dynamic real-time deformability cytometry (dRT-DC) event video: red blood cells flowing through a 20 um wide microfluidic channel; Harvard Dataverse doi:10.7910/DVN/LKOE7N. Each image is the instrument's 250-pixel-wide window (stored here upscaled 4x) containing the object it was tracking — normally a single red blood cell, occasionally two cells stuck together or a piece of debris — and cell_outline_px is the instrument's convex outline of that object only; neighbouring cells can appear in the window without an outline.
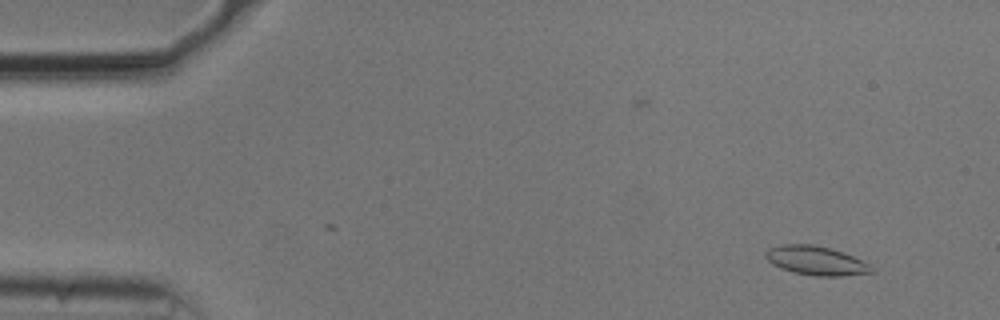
{"species": "common noctule bat (a hibernating species)", "species_latin": "Nyctalus noctula", "temperature_condition": "cold", "stored_images_in_passage": 54, "camera_frame_rate_fps": 3000, "um_per_image_px": 0.085, "animal": {"sex": "male", "body_mass_g": 20.5, "forearm_length_mm": 52.5}, "frame": {"image": 1, "passage_image": 3, "time_ms": 0.667, "image_size_px": [1000, 320], "cell_outline_px": [[876, 272], [840, 276], [816, 276], [792, 272], [780, 268], [772, 264], [764, 256], [764, 252], [768, 248], [780, 244], [812, 244], [844, 252], [868, 264]], "centroid_in_image_um": [69.31, 22.15], "position_along_channel_um": 15.7, "area_um2": 17.92}}
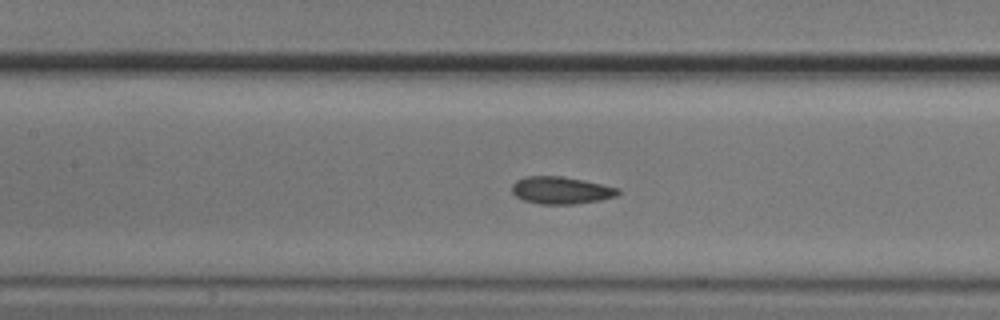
{"frame": {"image": 2, "passage_image": 23, "time_ms": 7.333, "image_size_px": [1000, 320], "cell_outline_px": [[620, 192], [616, 196], [600, 200], [576, 204], [540, 204], [524, 200], [516, 196], [512, 192], [512, 184], [516, 180], [524, 176], [560, 176], [584, 180], [620, 188]], "centroid_in_image_um": [47.69, 16.17], "position_along_channel_um": 159.7, "area_um2": 16.94}}
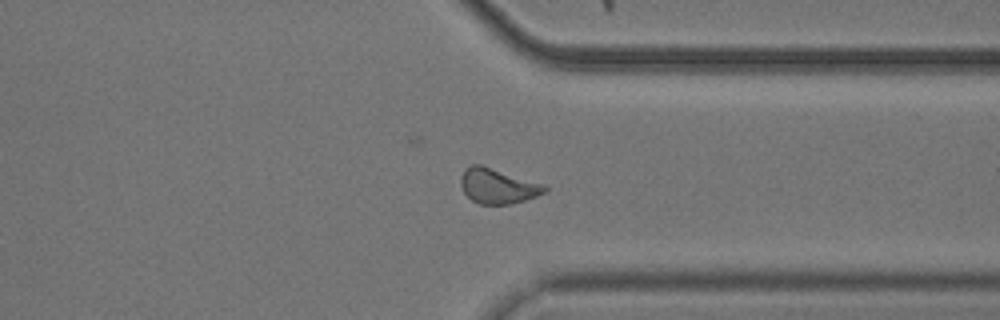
{"frame": {"image": 3, "passage_image": 40, "time_ms": 13.0, "image_size_px": [1000, 320], "cell_outline_px": [[548, 192], [512, 204], [480, 204], [472, 200], [464, 192], [460, 184], [460, 176], [464, 168], [472, 164], [480, 164], [544, 184], [548, 188]], "centroid_in_image_um": [42.3, 15.8], "position_along_channel_um": 369.1, "area_um2": 17.22}, "authors_computed_cell_mechanics": {"area_um2": 17.0799, "velocity_mm_per_s": 3.7159, "shape_relaxation_time_tau1_ms": 4.4132, "shape_relaxation_time_tau2_ms": 2.3226, "deformation_change_tau1": 0.111, "deformation_change_tau2": 0.0852}}